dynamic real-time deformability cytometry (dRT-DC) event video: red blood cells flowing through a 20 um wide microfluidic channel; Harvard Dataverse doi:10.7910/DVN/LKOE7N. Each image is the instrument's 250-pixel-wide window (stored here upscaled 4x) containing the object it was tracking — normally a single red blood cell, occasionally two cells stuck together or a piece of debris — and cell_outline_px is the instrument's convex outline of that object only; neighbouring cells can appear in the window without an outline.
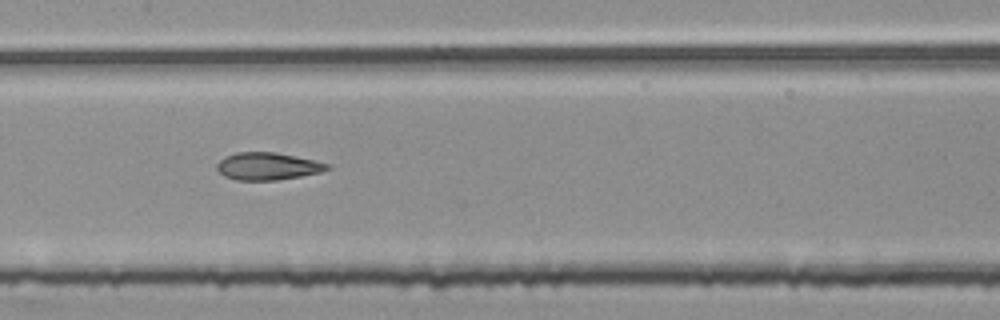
{"species": "common noctule bat (a hibernating species)", "species_latin": "Nyctalus noctula", "temperature_condition": "room temperature", "stored_images_in_passage": 45, "segment_of_instrument_passage": [2, 2], "camera_frame_rate_fps": 3000, "um_per_image_px": 0.085, "animal": {"sex": "female", "body_mass_g": 25.1}, "frame": {"image": 1, "passage_image": 18, "time_ms": 5.667, "image_size_px": [1000, 320], "cell_outline_px": [[332, 168], [320, 172], [300, 176], [276, 180], [236, 180], [224, 176], [216, 168], [216, 164], [224, 156], [236, 152], [276, 152], [316, 160], [332, 164]], "centroid_in_image_um": [22.77, 14.12], "position_along_channel_um": 184.6, "area_um2": 17.8}}
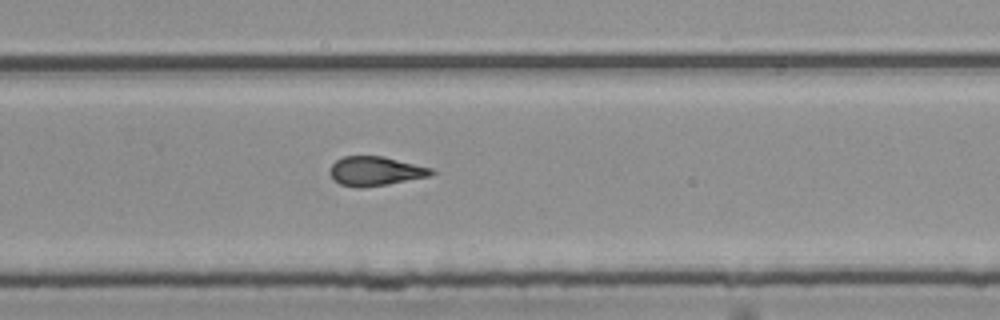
{"frame": {"image": 2, "passage_image": 27, "time_ms": 8.667, "image_size_px": [1000, 320], "cell_outline_px": [[436, 172], [432, 176], [360, 188], [340, 184], [328, 172], [328, 168], [336, 160], [344, 156], [384, 156], [432, 168]], "centroid_in_image_um": [31.91, 14.53], "position_along_channel_um": 297.9, "area_um2": 17.22}}
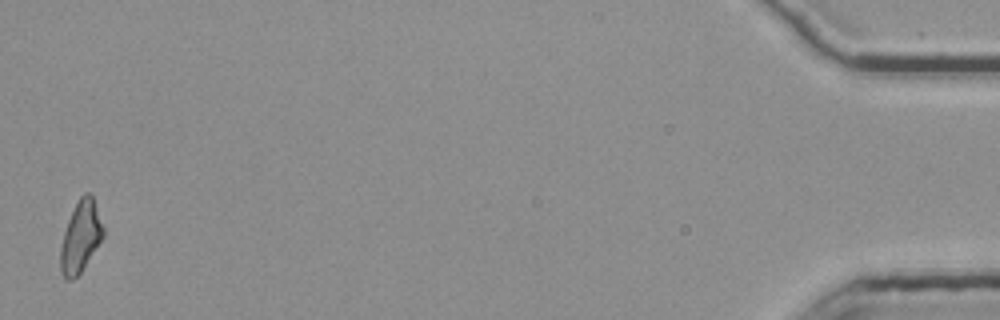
{"frame": {"image": 3, "passage_image": 45, "time_ms": 14.667, "image_size_px": [1000, 320], "cell_outline_px": [[104, 236], [80, 272], [72, 280], [68, 280], [64, 276], [60, 268], [60, 248], [64, 232], [68, 220], [80, 196], [84, 192], [88, 192], [92, 196], [104, 228]], "centroid_in_image_um": [6.85, 20.11], "position_along_channel_um": 428.4, "area_um2": 17.34}}